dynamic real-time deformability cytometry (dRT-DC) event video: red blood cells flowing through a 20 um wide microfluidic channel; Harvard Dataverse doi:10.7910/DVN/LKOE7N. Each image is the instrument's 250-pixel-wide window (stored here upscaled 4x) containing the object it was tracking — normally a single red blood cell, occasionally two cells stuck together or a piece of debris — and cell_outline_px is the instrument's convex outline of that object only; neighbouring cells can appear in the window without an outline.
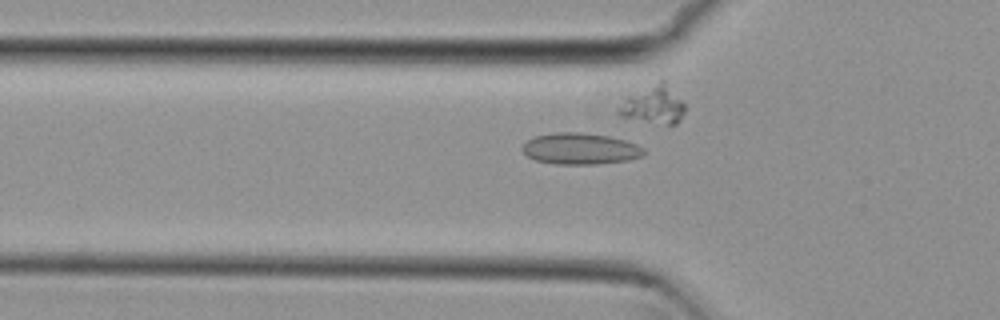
{"species": "common noctule bat (a hibernating species)", "species_latin": "Nyctalus noctula", "temperature_condition": "cold", "stored_images_in_passage": 31, "segment_of_instrument_passage": [1, 2], "camera_frame_rate_fps": 3000, "um_per_image_px": 0.085, "animal": {"sex": "female", "body_mass_g": 29.2, "forearm_length_mm": 56.3}, "frame": {"image": 1, "passage_image": 6, "time_ms": 1.667, "image_size_px": [1000, 320], "cell_outline_px": [[644, 156], [628, 160], [596, 164], [556, 164], [536, 160], [528, 156], [520, 148], [528, 140], [536, 136], [552, 132], [580, 132], [608, 136], [624, 140], [636, 144], [644, 148]], "centroid_in_image_um": [49.33, 12.64], "position_along_channel_um": 76.5, "area_um2": 22.14}}
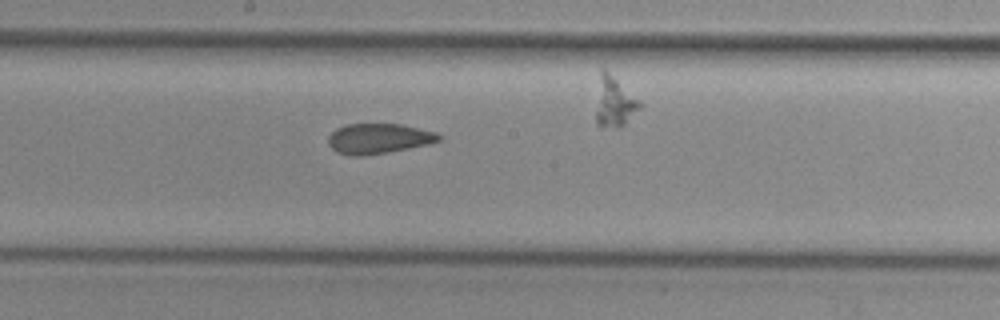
{"frame": {"image": 2, "passage_image": 17, "time_ms": 5.333, "image_size_px": [1000, 320], "cell_outline_px": [[444, 136], [440, 140], [428, 144], [388, 152], [364, 156], [348, 156], [336, 152], [328, 144], [328, 136], [336, 128], [348, 124], [400, 124], [436, 132]], "centroid_in_image_um": [32.16, 11.79], "position_along_channel_um": 216.0, "area_um2": 19.54}}
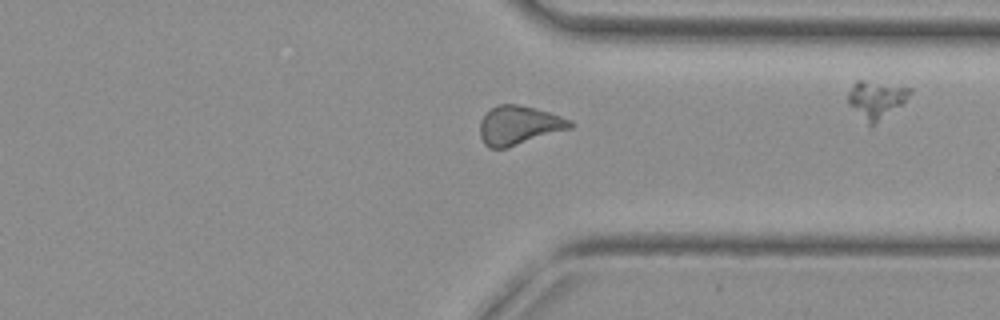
{"frame": {"image": 3, "passage_image": 29, "time_ms": 9.333, "image_size_px": [1000, 320], "cell_outline_px": [[576, 124], [572, 128], [508, 148], [488, 148], [484, 144], [480, 136], [480, 120], [496, 104], [516, 104], [548, 112], [572, 120]], "centroid_in_image_um": [44.12, 10.67], "position_along_channel_um": 367.3, "area_um2": 20.52}}